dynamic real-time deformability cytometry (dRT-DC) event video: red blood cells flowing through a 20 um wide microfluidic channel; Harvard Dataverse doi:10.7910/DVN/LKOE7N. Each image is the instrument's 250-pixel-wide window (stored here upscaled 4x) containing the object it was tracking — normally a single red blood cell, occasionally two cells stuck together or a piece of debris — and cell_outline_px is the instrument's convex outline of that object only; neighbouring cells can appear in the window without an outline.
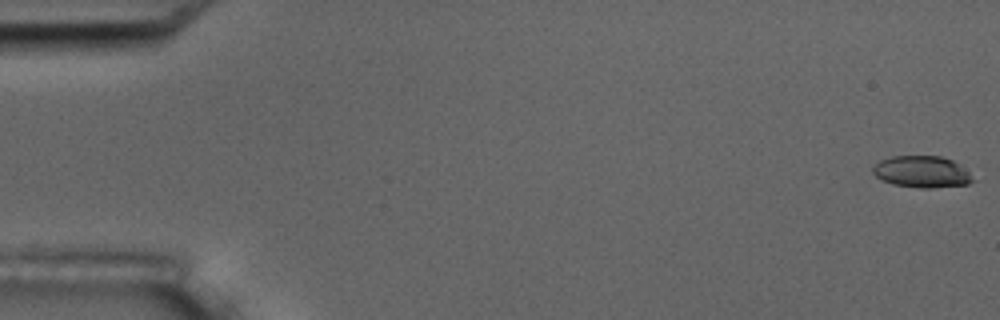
{"species": "common noctule bat (a hibernating species)", "species_latin": "Nyctalus noctula", "temperature_condition": "room temperature", "stored_images_in_passage": 5, "camera_frame_rate_fps": 3000, "um_per_image_px": 0.085, "animal": {"sex": "male", "body_mass_g": 17.5, "forearm_length_mm": 52.3}, "frame": {"image": 1, "passage_image": 1, "time_ms": 0.0, "image_size_px": [1000, 320], "cell_outline_px": [[976, 180], [968, 184], [932, 188], [920, 188], [892, 184], [880, 180], [872, 172], [872, 168], [880, 160], [892, 156], [940, 156], [952, 160], [968, 172]], "centroid_in_image_um": [78.33, 14.61], "position_along_channel_um": 6.7, "area_um2": 18.44}}
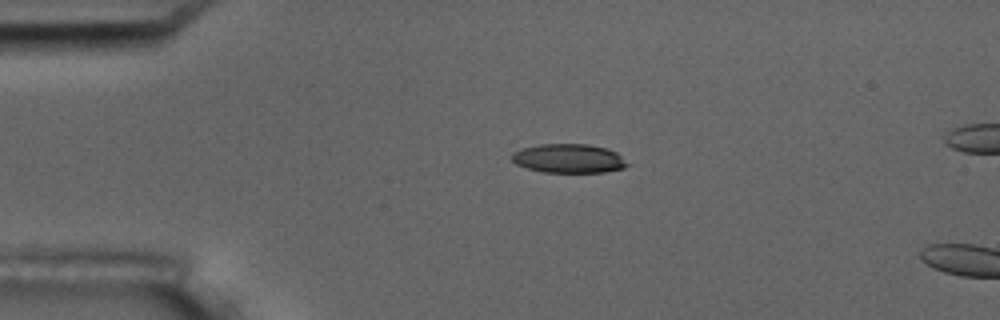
{"frame": {"image": 2, "passage_image": 4, "time_ms": 4.0, "image_size_px": [1000, 320], "cell_outline_px": [[628, 164], [624, 168], [604, 172], [544, 172], [528, 168], [516, 164], [512, 160], [512, 152], [520, 148], [540, 144], [588, 144], [608, 148], [616, 152]], "centroid_in_image_um": [48.32, 13.46], "position_along_channel_um": 36.7, "area_um2": 19.48}}